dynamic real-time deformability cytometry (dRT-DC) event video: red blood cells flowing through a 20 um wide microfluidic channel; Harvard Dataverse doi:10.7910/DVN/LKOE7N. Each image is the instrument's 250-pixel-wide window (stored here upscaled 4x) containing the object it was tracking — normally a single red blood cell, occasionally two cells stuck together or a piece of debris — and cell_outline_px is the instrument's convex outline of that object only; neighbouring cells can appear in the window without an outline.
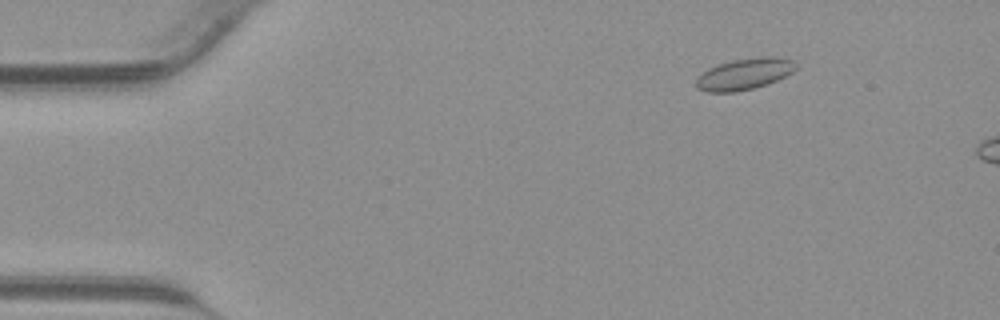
{"species": "common noctule bat (a hibernating species)", "species_latin": "Nyctalus noctula", "temperature_condition": "warm", "stored_images_in_passage": 10, "camera_frame_rate_fps": 3000, "um_per_image_px": 0.085, "animal": {"sex": "male", "body_mass_g": 23.1, "forearm_length_mm": 52.7}, "frame": {"image": 1, "passage_image": 6, "time_ms": 1.667, "image_size_px": [1000, 320], "cell_outline_px": [[796, 68], [792, 72], [768, 84], [736, 92], [708, 92], [696, 88], [696, 80], [708, 68], [732, 60], [764, 56], [772, 56], [792, 60], [796, 64]], "centroid_in_image_um": [63.27, 6.29], "position_along_channel_um": 21.7, "area_um2": 17.98}}